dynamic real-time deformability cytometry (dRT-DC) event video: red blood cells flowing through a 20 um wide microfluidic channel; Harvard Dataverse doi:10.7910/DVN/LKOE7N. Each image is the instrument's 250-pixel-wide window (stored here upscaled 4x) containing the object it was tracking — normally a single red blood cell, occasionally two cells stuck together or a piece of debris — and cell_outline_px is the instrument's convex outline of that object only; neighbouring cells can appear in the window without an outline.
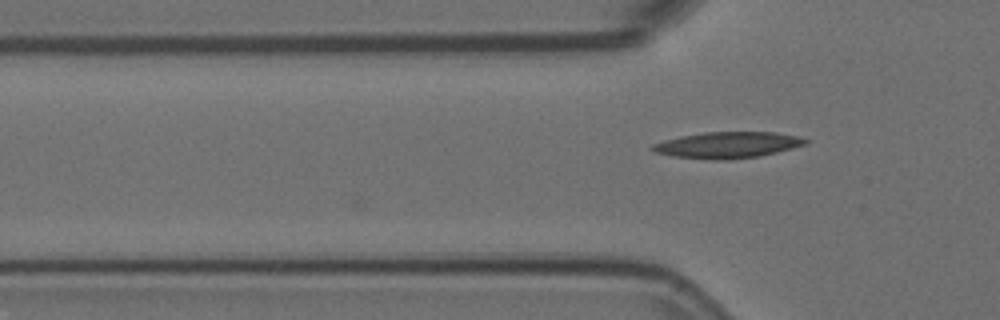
{"species": "Egyptian fruit bat (a non-hibernating species)", "species_latin": "Rousettus aegyptiacus", "temperature_condition": "room temperature", "stored_images_in_passage": 3, "camera_frame_rate_fps": 3000, "um_per_image_px": 0.085, "animal": {"sex": "female"}, "frame": {"image": 1, "passage_image": 3, "time_ms": 0.667, "image_size_px": [1000, 320], "cell_outline_px": [[808, 144], [760, 156], [724, 160], [716, 160], [672, 156], [652, 152], [648, 148], [652, 144], [664, 140], [680, 136], [704, 132], [776, 132], [800, 136], [808, 140]], "centroid_in_image_um": [61.82, 12.32], "position_along_channel_um": 64.0, "area_um2": 23.58}}